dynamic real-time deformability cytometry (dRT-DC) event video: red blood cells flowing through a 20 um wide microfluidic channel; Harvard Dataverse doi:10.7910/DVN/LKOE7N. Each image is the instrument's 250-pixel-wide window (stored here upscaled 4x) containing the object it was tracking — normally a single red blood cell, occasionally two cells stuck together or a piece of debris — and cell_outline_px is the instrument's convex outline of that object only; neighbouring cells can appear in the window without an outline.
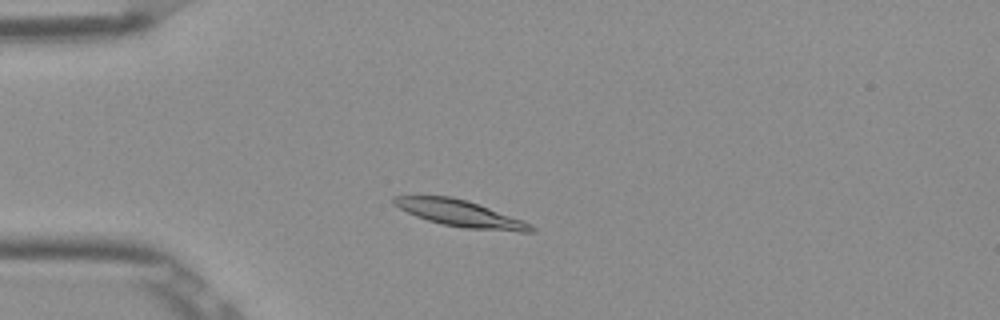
{"species": "Egyptian fruit bat (a non-hibernating species)", "species_latin": "Rousettus aegyptiacus", "temperature_condition": "room temperature", "stored_images_in_passage": 48, "camera_frame_rate_fps": 3000, "um_per_image_px": 0.085, "frame": {"image": 1, "passage_image": 9, "time_ms": 2.667, "image_size_px": [1000, 320], "cell_outline_px": [[536, 232], [520, 232], [464, 228], [444, 224], [428, 220], [416, 216], [392, 204], [392, 196], [452, 196], [468, 200], [524, 220], [532, 224], [536, 228]], "centroid_in_image_um": [39.19, 18.15], "position_along_channel_um": 45.8, "area_um2": 21.33}}
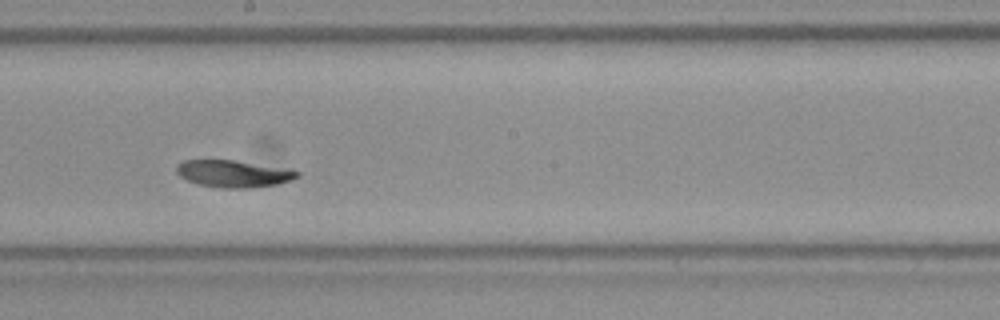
{"frame": {"image": 2, "passage_image": 25, "time_ms": 8.0, "image_size_px": [1000, 320], "cell_outline_px": [[300, 176], [292, 180], [276, 184], [248, 188], [224, 188], [200, 184], [188, 180], [180, 176], [176, 172], [176, 164], [184, 160], [236, 160], [292, 168], [300, 172]], "centroid_in_image_um": [19.91, 14.74], "position_along_channel_um": 228.3, "area_um2": 19.25}}
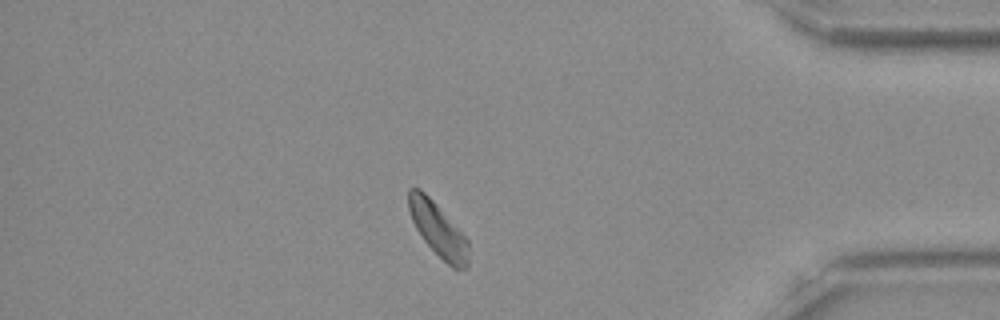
{"frame": {"image": 3, "passage_image": 41, "time_ms": 13.333, "image_size_px": [1000, 320], "cell_outline_px": [[468, 268], [452, 268], [424, 240], [416, 228], [412, 220], [408, 208], [408, 188], [420, 188], [432, 200], [468, 240]], "centroid_in_image_um": [37.22, 19.5], "position_along_channel_um": 398.0, "area_um2": 18.21}, "authors_computed_cell_mechanics": {"area_um2": 19.5942, "velocity_mm_per_s": 3.8107, "shape_relaxation_time_tau1_ms": 2.9691, "shape_relaxation_time_tau2_ms": 3.7561, "deformation_change_tau1": 0.1153, "deformation_change_tau2": 0.0442}}